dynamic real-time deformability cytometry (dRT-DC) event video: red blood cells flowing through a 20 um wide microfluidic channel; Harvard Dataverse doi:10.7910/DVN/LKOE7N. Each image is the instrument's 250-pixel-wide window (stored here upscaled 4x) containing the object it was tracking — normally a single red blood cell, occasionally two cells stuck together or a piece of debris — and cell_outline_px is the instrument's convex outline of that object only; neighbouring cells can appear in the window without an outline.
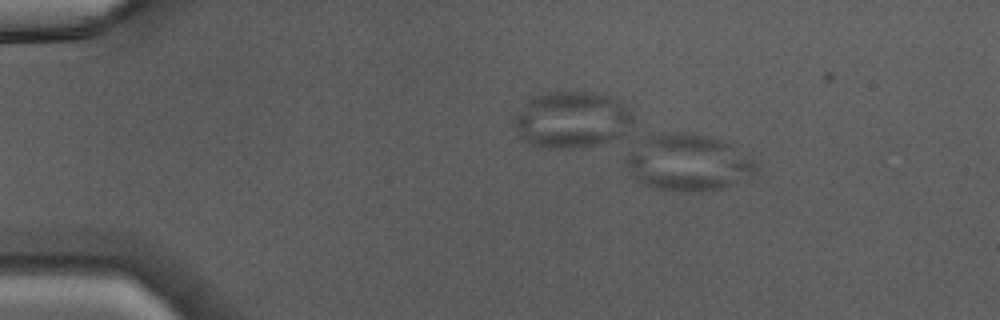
{"species": "Egyptian fruit bat (a non-hibernating species)", "species_latin": "Rousettus aegyptiacus", "temperature_condition": "warm", "stored_images_in_passage": 39, "camera_frame_rate_fps": 3000, "um_per_image_px": 0.085, "animal": {"sex": "male"}, "frame": {"image": 1, "passage_image": 1, "time_ms": 0.0, "image_size_px": [1000, 320], "cell_outline_px": [[756, 172], [720, 188], [696, 192], [664, 192], [652, 188], [632, 180], [624, 164], [624, 160], [628, 148], [652, 136], [708, 136], [720, 140], [728, 144], [752, 160], [756, 164]], "centroid_in_image_um": [58.34, 13.91], "position_along_channel_um": 26.7, "area_um2": 41.85}}
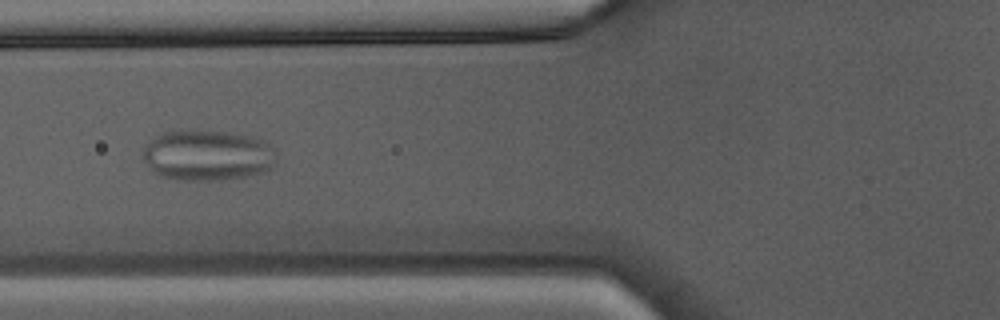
{"frame": {"image": 2, "passage_image": 12, "time_ms": 3.667, "image_size_px": [1000, 320], "cell_outline_px": [[276, 152], [272, 168], [264, 172], [248, 176], [216, 180], [184, 180], [160, 176], [144, 160], [144, 148], [152, 140], [164, 132], [228, 132], [252, 136], [264, 140]], "centroid_in_image_um": [17.7, 13.22], "position_along_channel_um": 108.1, "area_um2": 38.61}}